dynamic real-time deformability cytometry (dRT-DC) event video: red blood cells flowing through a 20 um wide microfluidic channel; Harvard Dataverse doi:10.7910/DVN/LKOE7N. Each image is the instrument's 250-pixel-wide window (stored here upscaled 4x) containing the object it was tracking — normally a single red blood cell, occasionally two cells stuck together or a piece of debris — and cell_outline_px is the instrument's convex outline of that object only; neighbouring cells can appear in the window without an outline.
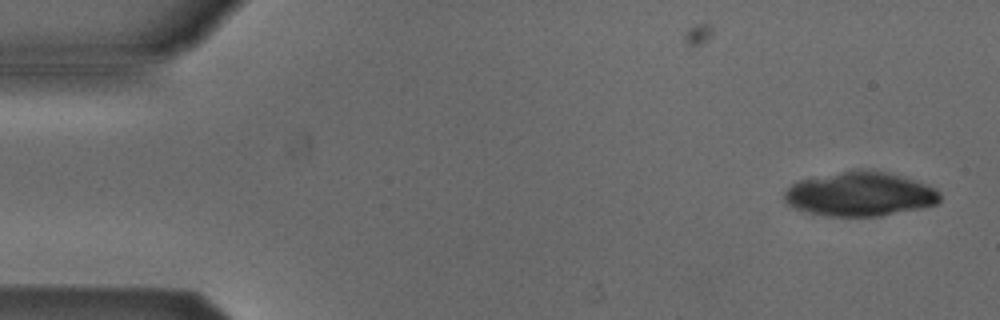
{"species": "Egyptian fruit bat (a non-hibernating species)", "species_latin": "Rousettus aegyptiacus", "temperature_condition": "cold", "stored_images_in_passage": 7, "camera_frame_rate_fps": 3000, "um_per_image_px": 0.085, "animal": {"sex": "male"}, "frame": {"image": 1, "passage_image": 1, "time_ms": 0.0, "image_size_px": [1000, 320], "cell_outline_px": [[940, 200], [936, 204], [920, 208], [880, 216], [824, 216], [808, 212], [796, 208], [788, 204], [784, 200], [784, 192], [792, 184], [800, 180], [856, 168], [864, 168], [888, 172], [916, 180], [936, 188], [940, 192]], "centroid_in_image_um": [73.12, 16.48], "position_along_channel_um": 11.9, "area_um2": 40.34}}
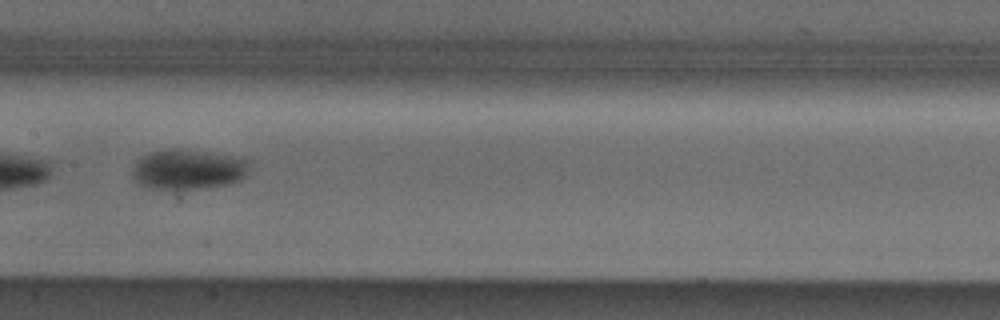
{"frame": {"image": 2, "passage_image": 7, "time_ms": 2.0, "image_size_px": [1000, 320], "cell_outline_px": [[248, 168], [244, 176], [240, 180], [176, 204], [140, 184], [132, 176], [132, 168], [136, 160], [152, 152], [168, 148], [176, 148], [248, 160]], "centroid_in_image_um": [15.86, 14.69], "position_along_channel_um": 191.5, "area_um2": 30.98}}